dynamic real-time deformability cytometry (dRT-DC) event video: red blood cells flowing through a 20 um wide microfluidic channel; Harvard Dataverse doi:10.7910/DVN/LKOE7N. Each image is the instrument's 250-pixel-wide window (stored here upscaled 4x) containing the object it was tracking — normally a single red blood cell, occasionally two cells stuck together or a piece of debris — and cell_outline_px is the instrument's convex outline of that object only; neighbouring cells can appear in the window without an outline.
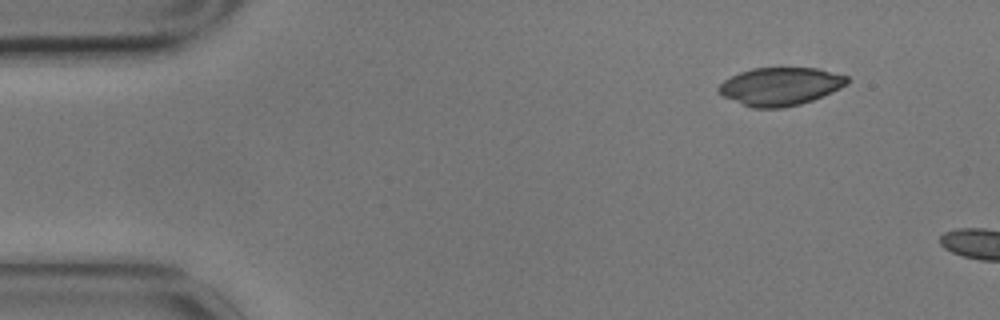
{"species": "common noctule bat (a hibernating species)", "species_latin": "Nyctalus noctula", "temperature_condition": "cold", "stored_images_in_passage": 3, "camera_frame_rate_fps": 3000, "um_per_image_px": 0.085, "animal": {"sex": "male", "body_mass_g": 17.9}, "frame": {"image": 1, "passage_image": 1, "time_ms": 0.0, "image_size_px": [1000, 320], "cell_outline_px": [[848, 84], [832, 92], [812, 100], [800, 104], [784, 108], [752, 108], [724, 96], [716, 88], [724, 80], [740, 72], [752, 68], [816, 68], [848, 76]], "centroid_in_image_um": [66.33, 7.34], "position_along_channel_um": 18.7, "area_um2": 28.26}}